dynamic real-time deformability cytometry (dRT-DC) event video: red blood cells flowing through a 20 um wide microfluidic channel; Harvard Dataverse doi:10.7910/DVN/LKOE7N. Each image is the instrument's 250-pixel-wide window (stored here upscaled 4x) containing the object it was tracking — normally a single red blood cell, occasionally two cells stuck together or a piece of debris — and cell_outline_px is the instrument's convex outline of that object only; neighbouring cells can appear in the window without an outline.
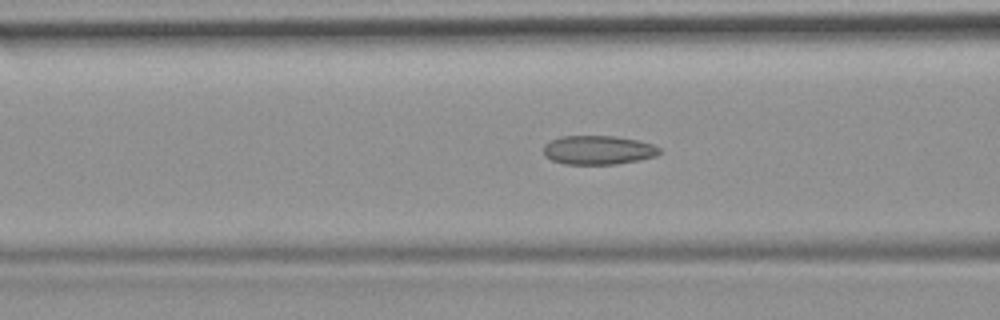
{"species": "common noctule bat (a hibernating species)", "species_latin": "Nyctalus noctula", "temperature_condition": "room temperature", "stored_images_in_passage": 28, "camera_frame_rate_fps": 3000, "um_per_image_px": 0.085, "animal": {"sex": "female", "body_mass_g": 19.9}, "frame": {"image": 1, "passage_image": 5, "time_ms": 1.333, "image_size_px": [1000, 320], "cell_outline_px": [[660, 152], [656, 156], [640, 160], [616, 164], [564, 164], [552, 160], [544, 156], [544, 144], [560, 136], [612, 136], [640, 140], [652, 144], [660, 148]], "centroid_in_image_um": [50.85, 12.75], "position_along_channel_um": 115.8, "area_um2": 19.65}}
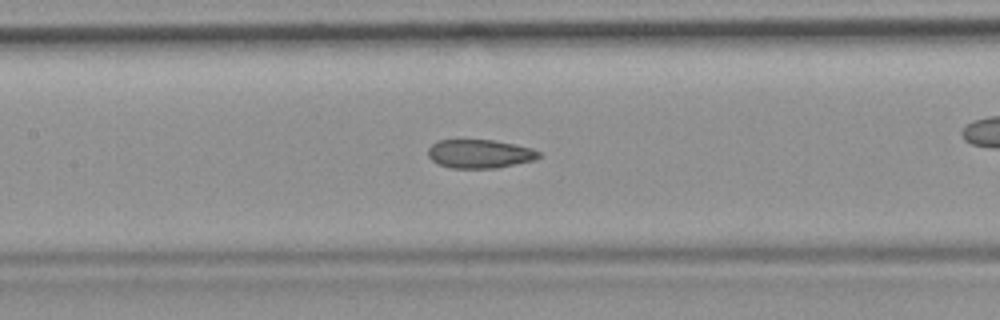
{"frame": {"image": 2, "passage_image": 9, "time_ms": 2.667, "image_size_px": [1000, 320], "cell_outline_px": [[540, 156], [536, 160], [496, 168], [452, 168], [440, 164], [432, 160], [428, 156], [428, 148], [432, 144], [440, 140], [492, 140], [516, 144], [532, 148], [540, 152]], "centroid_in_image_um": [40.81, 13.07], "position_along_channel_um": 166.6, "area_um2": 18.5}}